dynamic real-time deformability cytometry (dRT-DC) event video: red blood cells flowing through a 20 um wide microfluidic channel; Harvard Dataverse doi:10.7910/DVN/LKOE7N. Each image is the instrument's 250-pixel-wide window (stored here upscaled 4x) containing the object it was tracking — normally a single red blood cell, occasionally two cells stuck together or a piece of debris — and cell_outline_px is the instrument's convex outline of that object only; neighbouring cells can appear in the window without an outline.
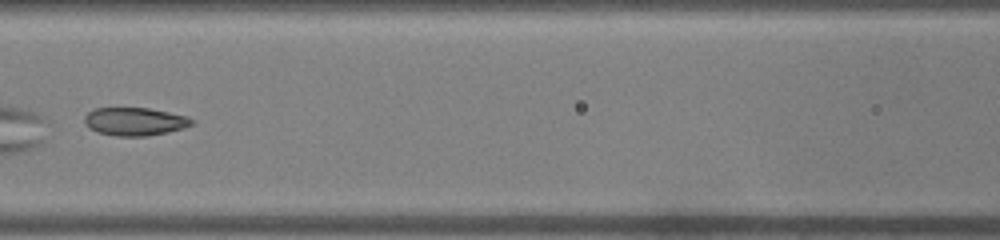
{"species": "common noctule bat (a hibernating species)", "species_latin": "Nyctalus noctula", "temperature_condition": "warm", "stored_images_in_passage": 11, "camera_frame_rate_fps": 3000, "um_per_image_px": 0.085, "animal": {"sex": "male", "body_mass_g": 19.0, "forearm_length_mm": 50.8}, "frame": {"image": 1, "passage_image": 7, "time_ms": 2.0, "image_size_px": [1000, 240], "cell_outline_px": [[196, 120], [192, 124], [168, 132], [144, 136], [116, 136], [96, 132], [88, 128], [84, 124], [84, 116], [88, 112], [96, 108], [148, 108], [188, 116]], "centroid_in_image_um": [11.42, 10.33], "position_along_channel_um": 155.2, "area_um2": 17.57}}